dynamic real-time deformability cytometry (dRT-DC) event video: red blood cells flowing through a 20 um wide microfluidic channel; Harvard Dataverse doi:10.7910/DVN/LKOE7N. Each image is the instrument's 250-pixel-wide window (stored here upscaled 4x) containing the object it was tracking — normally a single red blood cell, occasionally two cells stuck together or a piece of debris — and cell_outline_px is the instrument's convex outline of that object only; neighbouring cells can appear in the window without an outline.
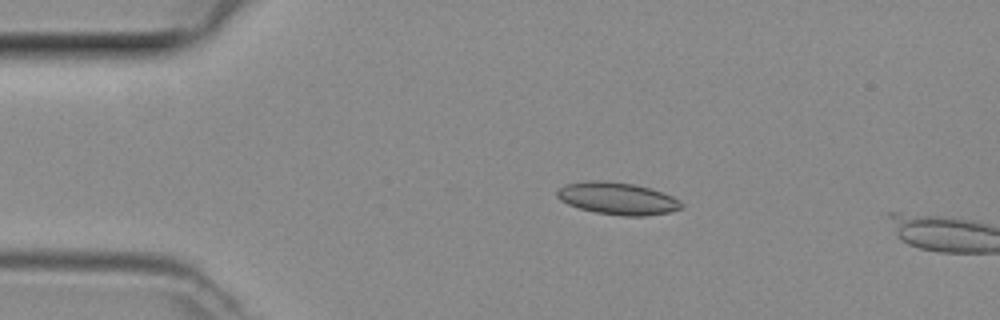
{"species": "common noctule bat (a hibernating species)", "species_latin": "Nyctalus noctula", "temperature_condition": "room temperature", "stored_images_in_passage": 16, "camera_frame_rate_fps": 3000, "um_per_image_px": 0.085, "animal": {"sex": "female", "body_mass_g": 29.2, "forearm_length_mm": 56.3}, "frame": {"image": 1, "passage_image": 9, "time_ms": 2.667, "image_size_px": [1000, 320], "cell_outline_px": [[684, 204], [680, 208], [668, 212], [644, 216], [620, 216], [596, 212], [580, 208], [568, 204], [560, 200], [556, 196], [556, 192], [564, 184], [588, 180], [604, 180], [636, 184], [672, 196], [680, 200]], "centroid_in_image_um": [52.45, 16.86], "position_along_channel_um": 32.5, "area_um2": 23.35}}
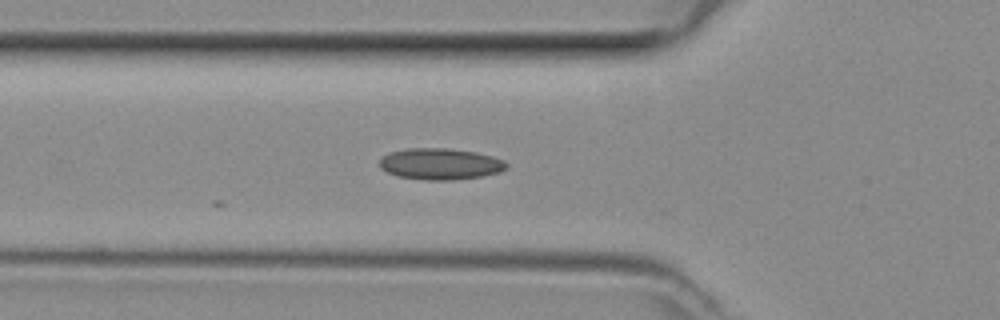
{"frame": {"image": 2, "passage_image": 16, "time_ms": 5.0, "image_size_px": [1000, 320], "cell_outline_px": [[508, 168], [500, 172], [480, 176], [452, 180], [428, 180], [396, 176], [380, 168], [380, 160], [388, 152], [404, 148], [448, 148], [476, 152], [492, 156], [504, 160], [508, 164]], "centroid_in_image_um": [37.43, 13.92], "position_along_channel_um": 88.4, "area_um2": 23.29}}